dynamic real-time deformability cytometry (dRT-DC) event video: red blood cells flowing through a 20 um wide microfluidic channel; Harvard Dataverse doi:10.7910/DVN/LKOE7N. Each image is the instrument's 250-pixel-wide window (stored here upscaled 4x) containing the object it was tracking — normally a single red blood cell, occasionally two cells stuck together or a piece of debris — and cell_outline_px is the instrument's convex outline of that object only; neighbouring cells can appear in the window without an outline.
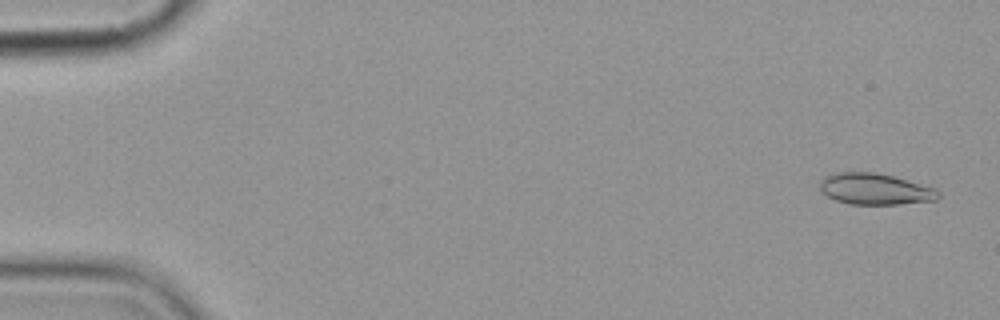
{"species": "common noctule bat (a hibernating species)", "species_latin": "Nyctalus noctula", "temperature_condition": "cold", "stored_images_in_passage": 5, "camera_frame_rate_fps": 3000, "um_per_image_px": 0.085, "animal": {"sex": "female", "body_mass_g": 19.9}, "frame": {"image": 1, "passage_image": 1, "time_ms": 0.0, "image_size_px": [1000, 320], "cell_outline_px": [[940, 196], [936, 200], [900, 204], [848, 204], [836, 200], [820, 192], [820, 180], [824, 176], [836, 172], [876, 172], [892, 176], [936, 188], [940, 192]], "centroid_in_image_um": [74.36, 16.06], "position_along_channel_um": 10.6, "area_um2": 21.68}}
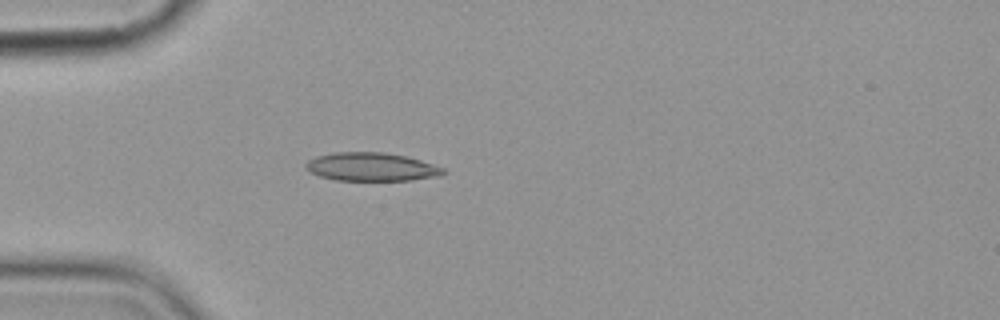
{"frame": {"image": 2, "passage_image": 5, "time_ms": 4.667, "image_size_px": [1000, 320], "cell_outline_px": [[448, 172], [440, 176], [412, 180], [336, 180], [320, 176], [304, 168], [304, 164], [308, 160], [316, 156], [332, 152], [384, 152], [404, 156], [420, 160], [444, 168]], "centroid_in_image_um": [31.56, 14.18], "position_along_channel_um": 53.4, "area_um2": 22.77}}